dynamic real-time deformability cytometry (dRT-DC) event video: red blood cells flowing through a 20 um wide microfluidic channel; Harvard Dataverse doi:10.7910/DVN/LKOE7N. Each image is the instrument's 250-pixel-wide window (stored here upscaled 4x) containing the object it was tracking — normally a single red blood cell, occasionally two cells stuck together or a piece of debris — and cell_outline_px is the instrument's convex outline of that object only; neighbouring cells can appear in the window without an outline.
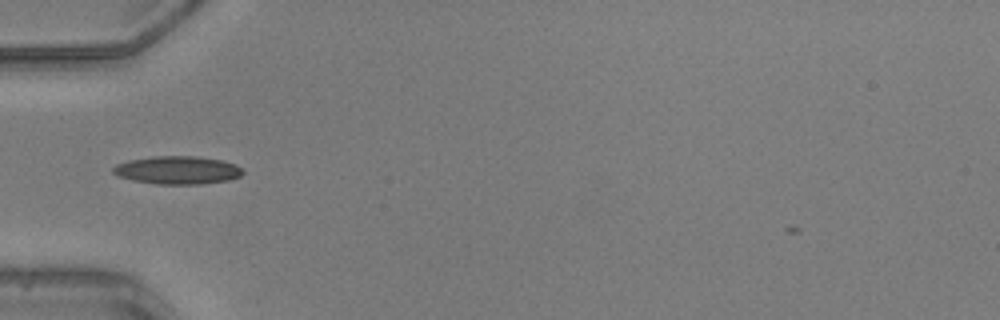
{"species": "common noctule bat (a hibernating species)", "species_latin": "Nyctalus noctula", "temperature_condition": "warm", "stored_images_in_passage": 22, "camera_frame_rate_fps": 3000, "um_per_image_px": 0.085, "animal": {"sex": "male", "body_mass_g": 20.5, "forearm_length_mm": 52.5}, "frame": {"image": 1, "passage_image": 1, "time_ms": 0.0, "image_size_px": [1000, 320], "cell_outline_px": [[244, 172], [240, 176], [228, 180], [200, 184], [156, 184], [132, 180], [116, 176], [112, 172], [112, 168], [116, 164], [128, 160], [152, 156], [196, 156], [220, 160], [236, 164], [244, 168]], "centroid_in_image_um": [15.07, 14.46], "position_along_channel_um": 69.9, "area_um2": 21.39}}